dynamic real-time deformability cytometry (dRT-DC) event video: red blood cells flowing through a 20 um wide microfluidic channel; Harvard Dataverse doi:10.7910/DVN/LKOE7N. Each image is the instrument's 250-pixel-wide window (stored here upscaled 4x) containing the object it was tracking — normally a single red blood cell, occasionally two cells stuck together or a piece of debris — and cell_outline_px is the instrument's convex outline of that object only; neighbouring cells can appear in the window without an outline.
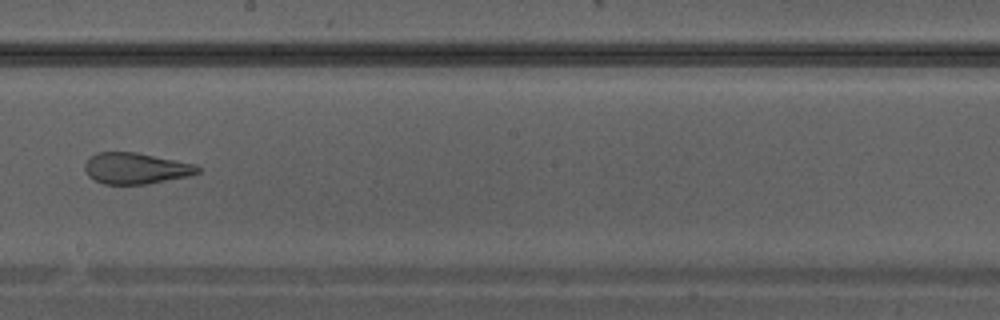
{"species": "Egyptian fruit bat (a non-hibernating species)", "species_latin": "Rousettus aegyptiacus", "temperature_condition": "warm", "stored_images_in_passage": 26, "camera_frame_rate_fps": 3000, "um_per_image_px": 0.085, "animal": {"sex": "male"}, "frame": {"image": 1, "passage_image": 15, "time_ms": 4.667, "image_size_px": [1000, 320], "cell_outline_px": [[200, 172], [192, 176], [144, 184], [104, 184], [88, 176], [84, 168], [84, 164], [96, 152], [136, 152], [196, 164], [200, 168]], "centroid_in_image_um": [11.57, 14.31], "position_along_channel_um": 236.6, "area_um2": 20.52}}